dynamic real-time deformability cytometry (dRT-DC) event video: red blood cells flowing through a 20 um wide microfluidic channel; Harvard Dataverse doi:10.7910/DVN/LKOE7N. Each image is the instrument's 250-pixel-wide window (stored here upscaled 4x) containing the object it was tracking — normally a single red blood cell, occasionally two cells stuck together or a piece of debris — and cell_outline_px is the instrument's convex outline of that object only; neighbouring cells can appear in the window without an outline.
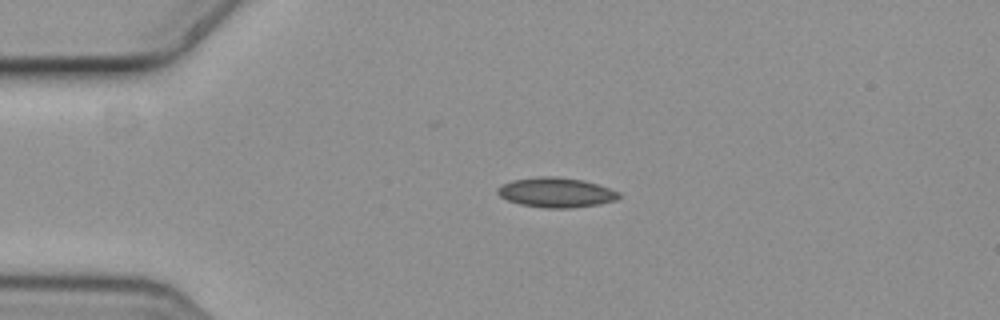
{"species": "common noctule bat (a hibernating species)", "species_latin": "Nyctalus noctula", "temperature_condition": "cold", "stored_images_in_passage": 4, "camera_frame_rate_fps": 3000, "um_per_image_px": 0.085, "animal": {"sex": "female", "body_mass_g": 19.3, "forearm_length_mm": 54.1}, "frame": {"image": 1, "passage_image": 3, "time_ms": 0.667, "image_size_px": [1000, 320], "cell_outline_px": [[620, 196], [616, 200], [600, 204], [572, 208], [544, 208], [520, 204], [508, 200], [500, 196], [496, 192], [496, 188], [512, 180], [540, 176], [556, 176], [584, 180], [620, 192]], "centroid_in_image_um": [47.26, 16.36], "position_along_channel_um": 37.7, "area_um2": 21.1}}